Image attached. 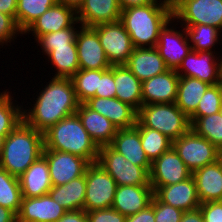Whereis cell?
<instances>
[{
  "mask_svg": "<svg viewBox=\"0 0 222 222\" xmlns=\"http://www.w3.org/2000/svg\"><path fill=\"white\" fill-rule=\"evenodd\" d=\"M46 83L36 95L37 100L34 97L32 108L22 110L23 121L42 134L63 118L75 114L80 104L71 78L53 76Z\"/></svg>",
  "mask_w": 222,
  "mask_h": 222,
  "instance_id": "obj_1",
  "label": "cell"
},
{
  "mask_svg": "<svg viewBox=\"0 0 222 222\" xmlns=\"http://www.w3.org/2000/svg\"><path fill=\"white\" fill-rule=\"evenodd\" d=\"M172 19V0H156L148 5L122 9L120 15L134 48L156 47L160 31Z\"/></svg>",
  "mask_w": 222,
  "mask_h": 222,
  "instance_id": "obj_2",
  "label": "cell"
},
{
  "mask_svg": "<svg viewBox=\"0 0 222 222\" xmlns=\"http://www.w3.org/2000/svg\"><path fill=\"white\" fill-rule=\"evenodd\" d=\"M44 149V134L23 120L5 137L0 153V167L11 175L21 176Z\"/></svg>",
  "mask_w": 222,
  "mask_h": 222,
  "instance_id": "obj_3",
  "label": "cell"
},
{
  "mask_svg": "<svg viewBox=\"0 0 222 222\" xmlns=\"http://www.w3.org/2000/svg\"><path fill=\"white\" fill-rule=\"evenodd\" d=\"M44 149L75 154L89 163L97 161L99 152L76 113L63 118L44 133Z\"/></svg>",
  "mask_w": 222,
  "mask_h": 222,
  "instance_id": "obj_4",
  "label": "cell"
},
{
  "mask_svg": "<svg viewBox=\"0 0 222 222\" xmlns=\"http://www.w3.org/2000/svg\"><path fill=\"white\" fill-rule=\"evenodd\" d=\"M135 127L157 130L173 141L190 129V121L175 102L155 103L141 106Z\"/></svg>",
  "mask_w": 222,
  "mask_h": 222,
  "instance_id": "obj_5",
  "label": "cell"
},
{
  "mask_svg": "<svg viewBox=\"0 0 222 222\" xmlns=\"http://www.w3.org/2000/svg\"><path fill=\"white\" fill-rule=\"evenodd\" d=\"M172 7L181 26L211 25L222 32V0H172Z\"/></svg>",
  "mask_w": 222,
  "mask_h": 222,
  "instance_id": "obj_6",
  "label": "cell"
},
{
  "mask_svg": "<svg viewBox=\"0 0 222 222\" xmlns=\"http://www.w3.org/2000/svg\"><path fill=\"white\" fill-rule=\"evenodd\" d=\"M116 182L122 185H150V173L142 166L129 162L110 145L99 148L96 161Z\"/></svg>",
  "mask_w": 222,
  "mask_h": 222,
  "instance_id": "obj_7",
  "label": "cell"
},
{
  "mask_svg": "<svg viewBox=\"0 0 222 222\" xmlns=\"http://www.w3.org/2000/svg\"><path fill=\"white\" fill-rule=\"evenodd\" d=\"M172 147L192 173L222 157V152L191 128L181 137L173 140Z\"/></svg>",
  "mask_w": 222,
  "mask_h": 222,
  "instance_id": "obj_8",
  "label": "cell"
},
{
  "mask_svg": "<svg viewBox=\"0 0 222 222\" xmlns=\"http://www.w3.org/2000/svg\"><path fill=\"white\" fill-rule=\"evenodd\" d=\"M85 179L84 210L87 212L112 207L117 188L115 180L96 162L87 166Z\"/></svg>",
  "mask_w": 222,
  "mask_h": 222,
  "instance_id": "obj_9",
  "label": "cell"
},
{
  "mask_svg": "<svg viewBox=\"0 0 222 222\" xmlns=\"http://www.w3.org/2000/svg\"><path fill=\"white\" fill-rule=\"evenodd\" d=\"M93 28L97 31L110 65H125L134 46L124 25L117 21L115 23H101L93 26Z\"/></svg>",
  "mask_w": 222,
  "mask_h": 222,
  "instance_id": "obj_10",
  "label": "cell"
},
{
  "mask_svg": "<svg viewBox=\"0 0 222 222\" xmlns=\"http://www.w3.org/2000/svg\"><path fill=\"white\" fill-rule=\"evenodd\" d=\"M216 54L214 51L197 52L191 49L176 69V73L182 77L199 79L210 85L219 84L221 66L220 57Z\"/></svg>",
  "mask_w": 222,
  "mask_h": 222,
  "instance_id": "obj_11",
  "label": "cell"
},
{
  "mask_svg": "<svg viewBox=\"0 0 222 222\" xmlns=\"http://www.w3.org/2000/svg\"><path fill=\"white\" fill-rule=\"evenodd\" d=\"M42 155L49 165L52 186L64 185L82 176L90 164L83 157L68 152L43 149Z\"/></svg>",
  "mask_w": 222,
  "mask_h": 222,
  "instance_id": "obj_12",
  "label": "cell"
},
{
  "mask_svg": "<svg viewBox=\"0 0 222 222\" xmlns=\"http://www.w3.org/2000/svg\"><path fill=\"white\" fill-rule=\"evenodd\" d=\"M75 37L80 69L105 70L111 67L97 31L80 25Z\"/></svg>",
  "mask_w": 222,
  "mask_h": 222,
  "instance_id": "obj_13",
  "label": "cell"
},
{
  "mask_svg": "<svg viewBox=\"0 0 222 222\" xmlns=\"http://www.w3.org/2000/svg\"><path fill=\"white\" fill-rule=\"evenodd\" d=\"M192 172L184 164L177 152L171 147L151 164L150 185L161 187L187 180Z\"/></svg>",
  "mask_w": 222,
  "mask_h": 222,
  "instance_id": "obj_14",
  "label": "cell"
},
{
  "mask_svg": "<svg viewBox=\"0 0 222 222\" xmlns=\"http://www.w3.org/2000/svg\"><path fill=\"white\" fill-rule=\"evenodd\" d=\"M176 22L174 19L169 21L165 27L160 31L159 40L156 48L163 58L166 66L169 69L176 70L183 59L191 51L192 47L188 41V37L183 26L181 31L174 29L172 23ZM172 27H171V25Z\"/></svg>",
  "mask_w": 222,
  "mask_h": 222,
  "instance_id": "obj_15",
  "label": "cell"
},
{
  "mask_svg": "<svg viewBox=\"0 0 222 222\" xmlns=\"http://www.w3.org/2000/svg\"><path fill=\"white\" fill-rule=\"evenodd\" d=\"M81 25L77 20V12L74 8L62 4L60 1L51 6L40 17H38L23 34H31L35 41L41 36L57 32L64 28ZM30 32V33H29Z\"/></svg>",
  "mask_w": 222,
  "mask_h": 222,
  "instance_id": "obj_16",
  "label": "cell"
},
{
  "mask_svg": "<svg viewBox=\"0 0 222 222\" xmlns=\"http://www.w3.org/2000/svg\"><path fill=\"white\" fill-rule=\"evenodd\" d=\"M152 189L154 196L160 202L181 209L183 212L196 210L201 205L193 176L176 184L152 187Z\"/></svg>",
  "mask_w": 222,
  "mask_h": 222,
  "instance_id": "obj_17",
  "label": "cell"
},
{
  "mask_svg": "<svg viewBox=\"0 0 222 222\" xmlns=\"http://www.w3.org/2000/svg\"><path fill=\"white\" fill-rule=\"evenodd\" d=\"M66 212L49 194L22 198L17 222H57Z\"/></svg>",
  "mask_w": 222,
  "mask_h": 222,
  "instance_id": "obj_18",
  "label": "cell"
},
{
  "mask_svg": "<svg viewBox=\"0 0 222 222\" xmlns=\"http://www.w3.org/2000/svg\"><path fill=\"white\" fill-rule=\"evenodd\" d=\"M179 75L174 69L158 74L142 82L143 105L174 103L177 98Z\"/></svg>",
  "mask_w": 222,
  "mask_h": 222,
  "instance_id": "obj_19",
  "label": "cell"
},
{
  "mask_svg": "<svg viewBox=\"0 0 222 222\" xmlns=\"http://www.w3.org/2000/svg\"><path fill=\"white\" fill-rule=\"evenodd\" d=\"M84 104L109 119L117 129L131 128L137 123L138 112L130 105L115 98L92 97Z\"/></svg>",
  "mask_w": 222,
  "mask_h": 222,
  "instance_id": "obj_20",
  "label": "cell"
},
{
  "mask_svg": "<svg viewBox=\"0 0 222 222\" xmlns=\"http://www.w3.org/2000/svg\"><path fill=\"white\" fill-rule=\"evenodd\" d=\"M153 196L154 190L151 185L117 186L112 208L128 217L149 206Z\"/></svg>",
  "mask_w": 222,
  "mask_h": 222,
  "instance_id": "obj_21",
  "label": "cell"
},
{
  "mask_svg": "<svg viewBox=\"0 0 222 222\" xmlns=\"http://www.w3.org/2000/svg\"><path fill=\"white\" fill-rule=\"evenodd\" d=\"M121 11L118 0H84L76 12L82 26L93 27L120 21Z\"/></svg>",
  "mask_w": 222,
  "mask_h": 222,
  "instance_id": "obj_22",
  "label": "cell"
},
{
  "mask_svg": "<svg viewBox=\"0 0 222 222\" xmlns=\"http://www.w3.org/2000/svg\"><path fill=\"white\" fill-rule=\"evenodd\" d=\"M125 65L141 82L169 69L156 47L134 48Z\"/></svg>",
  "mask_w": 222,
  "mask_h": 222,
  "instance_id": "obj_23",
  "label": "cell"
},
{
  "mask_svg": "<svg viewBox=\"0 0 222 222\" xmlns=\"http://www.w3.org/2000/svg\"><path fill=\"white\" fill-rule=\"evenodd\" d=\"M192 176L196 182L201 204L209 201H222V157L195 170Z\"/></svg>",
  "mask_w": 222,
  "mask_h": 222,
  "instance_id": "obj_24",
  "label": "cell"
},
{
  "mask_svg": "<svg viewBox=\"0 0 222 222\" xmlns=\"http://www.w3.org/2000/svg\"><path fill=\"white\" fill-rule=\"evenodd\" d=\"M110 146L129 162L144 167L150 173L152 162L141 146L140 132L135 126L118 129Z\"/></svg>",
  "mask_w": 222,
  "mask_h": 222,
  "instance_id": "obj_25",
  "label": "cell"
},
{
  "mask_svg": "<svg viewBox=\"0 0 222 222\" xmlns=\"http://www.w3.org/2000/svg\"><path fill=\"white\" fill-rule=\"evenodd\" d=\"M76 114L99 148L111 144L118 129L109 119L91 110L84 103L79 104Z\"/></svg>",
  "mask_w": 222,
  "mask_h": 222,
  "instance_id": "obj_26",
  "label": "cell"
},
{
  "mask_svg": "<svg viewBox=\"0 0 222 222\" xmlns=\"http://www.w3.org/2000/svg\"><path fill=\"white\" fill-rule=\"evenodd\" d=\"M22 198L39 197L48 194L52 188L49 165L40 156L21 176H19Z\"/></svg>",
  "mask_w": 222,
  "mask_h": 222,
  "instance_id": "obj_27",
  "label": "cell"
},
{
  "mask_svg": "<svg viewBox=\"0 0 222 222\" xmlns=\"http://www.w3.org/2000/svg\"><path fill=\"white\" fill-rule=\"evenodd\" d=\"M116 98L137 112L143 105L142 82L129 70L126 65H113Z\"/></svg>",
  "mask_w": 222,
  "mask_h": 222,
  "instance_id": "obj_28",
  "label": "cell"
},
{
  "mask_svg": "<svg viewBox=\"0 0 222 222\" xmlns=\"http://www.w3.org/2000/svg\"><path fill=\"white\" fill-rule=\"evenodd\" d=\"M48 194L67 211L84 210L86 195L85 173L64 185L52 186Z\"/></svg>",
  "mask_w": 222,
  "mask_h": 222,
  "instance_id": "obj_29",
  "label": "cell"
},
{
  "mask_svg": "<svg viewBox=\"0 0 222 222\" xmlns=\"http://www.w3.org/2000/svg\"><path fill=\"white\" fill-rule=\"evenodd\" d=\"M210 86L199 79L180 76L175 104L189 118L196 111L199 101Z\"/></svg>",
  "mask_w": 222,
  "mask_h": 222,
  "instance_id": "obj_30",
  "label": "cell"
},
{
  "mask_svg": "<svg viewBox=\"0 0 222 222\" xmlns=\"http://www.w3.org/2000/svg\"><path fill=\"white\" fill-rule=\"evenodd\" d=\"M46 56L56 70L54 77L71 78L80 69L76 45L52 47Z\"/></svg>",
  "mask_w": 222,
  "mask_h": 222,
  "instance_id": "obj_31",
  "label": "cell"
},
{
  "mask_svg": "<svg viewBox=\"0 0 222 222\" xmlns=\"http://www.w3.org/2000/svg\"><path fill=\"white\" fill-rule=\"evenodd\" d=\"M185 28L186 34L190 46L192 50L197 52H205V51H212L215 52V44L218 43L221 45L222 40L220 43V33L221 31L211 25H192V26H183Z\"/></svg>",
  "mask_w": 222,
  "mask_h": 222,
  "instance_id": "obj_32",
  "label": "cell"
},
{
  "mask_svg": "<svg viewBox=\"0 0 222 222\" xmlns=\"http://www.w3.org/2000/svg\"><path fill=\"white\" fill-rule=\"evenodd\" d=\"M190 128L210 141L222 152V114L220 112L199 118H189Z\"/></svg>",
  "mask_w": 222,
  "mask_h": 222,
  "instance_id": "obj_33",
  "label": "cell"
},
{
  "mask_svg": "<svg viewBox=\"0 0 222 222\" xmlns=\"http://www.w3.org/2000/svg\"><path fill=\"white\" fill-rule=\"evenodd\" d=\"M21 200L19 177L11 175L0 167V206L10 209L17 215L21 207Z\"/></svg>",
  "mask_w": 222,
  "mask_h": 222,
  "instance_id": "obj_34",
  "label": "cell"
},
{
  "mask_svg": "<svg viewBox=\"0 0 222 222\" xmlns=\"http://www.w3.org/2000/svg\"><path fill=\"white\" fill-rule=\"evenodd\" d=\"M58 0H18L16 9V23L24 31L45 11L57 3Z\"/></svg>",
  "mask_w": 222,
  "mask_h": 222,
  "instance_id": "obj_35",
  "label": "cell"
},
{
  "mask_svg": "<svg viewBox=\"0 0 222 222\" xmlns=\"http://www.w3.org/2000/svg\"><path fill=\"white\" fill-rule=\"evenodd\" d=\"M0 92V134L7 136L22 120L23 106L14 103L12 92ZM16 104V105H15Z\"/></svg>",
  "mask_w": 222,
  "mask_h": 222,
  "instance_id": "obj_36",
  "label": "cell"
},
{
  "mask_svg": "<svg viewBox=\"0 0 222 222\" xmlns=\"http://www.w3.org/2000/svg\"><path fill=\"white\" fill-rule=\"evenodd\" d=\"M136 128L140 132L141 146L151 162L172 147V140L157 130L148 127Z\"/></svg>",
  "mask_w": 222,
  "mask_h": 222,
  "instance_id": "obj_37",
  "label": "cell"
},
{
  "mask_svg": "<svg viewBox=\"0 0 222 222\" xmlns=\"http://www.w3.org/2000/svg\"><path fill=\"white\" fill-rule=\"evenodd\" d=\"M71 80L78 102L84 103L95 96L99 84V70L79 69Z\"/></svg>",
  "mask_w": 222,
  "mask_h": 222,
  "instance_id": "obj_38",
  "label": "cell"
},
{
  "mask_svg": "<svg viewBox=\"0 0 222 222\" xmlns=\"http://www.w3.org/2000/svg\"><path fill=\"white\" fill-rule=\"evenodd\" d=\"M78 28L68 27L57 32L41 35L35 42L37 46H41L43 54L52 51V47H68V45H76L75 37Z\"/></svg>",
  "mask_w": 222,
  "mask_h": 222,
  "instance_id": "obj_39",
  "label": "cell"
},
{
  "mask_svg": "<svg viewBox=\"0 0 222 222\" xmlns=\"http://www.w3.org/2000/svg\"><path fill=\"white\" fill-rule=\"evenodd\" d=\"M222 107V88L220 84L211 85L199 101L196 111L189 118H199L220 112Z\"/></svg>",
  "mask_w": 222,
  "mask_h": 222,
  "instance_id": "obj_40",
  "label": "cell"
},
{
  "mask_svg": "<svg viewBox=\"0 0 222 222\" xmlns=\"http://www.w3.org/2000/svg\"><path fill=\"white\" fill-rule=\"evenodd\" d=\"M23 35V32L19 29L16 20L5 13L0 12V45H7L19 36Z\"/></svg>",
  "mask_w": 222,
  "mask_h": 222,
  "instance_id": "obj_41",
  "label": "cell"
},
{
  "mask_svg": "<svg viewBox=\"0 0 222 222\" xmlns=\"http://www.w3.org/2000/svg\"><path fill=\"white\" fill-rule=\"evenodd\" d=\"M183 213L181 209L164 204L154 196L155 222H180Z\"/></svg>",
  "mask_w": 222,
  "mask_h": 222,
  "instance_id": "obj_42",
  "label": "cell"
},
{
  "mask_svg": "<svg viewBox=\"0 0 222 222\" xmlns=\"http://www.w3.org/2000/svg\"><path fill=\"white\" fill-rule=\"evenodd\" d=\"M94 97L115 98L116 86L113 76V65L105 70H99V84Z\"/></svg>",
  "mask_w": 222,
  "mask_h": 222,
  "instance_id": "obj_43",
  "label": "cell"
},
{
  "mask_svg": "<svg viewBox=\"0 0 222 222\" xmlns=\"http://www.w3.org/2000/svg\"><path fill=\"white\" fill-rule=\"evenodd\" d=\"M86 213L88 222H126L127 218L112 207L87 211Z\"/></svg>",
  "mask_w": 222,
  "mask_h": 222,
  "instance_id": "obj_44",
  "label": "cell"
},
{
  "mask_svg": "<svg viewBox=\"0 0 222 222\" xmlns=\"http://www.w3.org/2000/svg\"><path fill=\"white\" fill-rule=\"evenodd\" d=\"M204 222H222V201H209L199 207Z\"/></svg>",
  "mask_w": 222,
  "mask_h": 222,
  "instance_id": "obj_45",
  "label": "cell"
},
{
  "mask_svg": "<svg viewBox=\"0 0 222 222\" xmlns=\"http://www.w3.org/2000/svg\"><path fill=\"white\" fill-rule=\"evenodd\" d=\"M126 222H155L154 196L149 206L134 215L128 216Z\"/></svg>",
  "mask_w": 222,
  "mask_h": 222,
  "instance_id": "obj_46",
  "label": "cell"
},
{
  "mask_svg": "<svg viewBox=\"0 0 222 222\" xmlns=\"http://www.w3.org/2000/svg\"><path fill=\"white\" fill-rule=\"evenodd\" d=\"M57 222H88L85 210L67 211Z\"/></svg>",
  "mask_w": 222,
  "mask_h": 222,
  "instance_id": "obj_47",
  "label": "cell"
},
{
  "mask_svg": "<svg viewBox=\"0 0 222 222\" xmlns=\"http://www.w3.org/2000/svg\"><path fill=\"white\" fill-rule=\"evenodd\" d=\"M18 0H0V12L12 16L16 20Z\"/></svg>",
  "mask_w": 222,
  "mask_h": 222,
  "instance_id": "obj_48",
  "label": "cell"
},
{
  "mask_svg": "<svg viewBox=\"0 0 222 222\" xmlns=\"http://www.w3.org/2000/svg\"><path fill=\"white\" fill-rule=\"evenodd\" d=\"M180 222H204V219L201 210L198 208L184 212Z\"/></svg>",
  "mask_w": 222,
  "mask_h": 222,
  "instance_id": "obj_49",
  "label": "cell"
},
{
  "mask_svg": "<svg viewBox=\"0 0 222 222\" xmlns=\"http://www.w3.org/2000/svg\"><path fill=\"white\" fill-rule=\"evenodd\" d=\"M156 0H118L121 9H126L136 6H144L154 3Z\"/></svg>",
  "mask_w": 222,
  "mask_h": 222,
  "instance_id": "obj_50",
  "label": "cell"
},
{
  "mask_svg": "<svg viewBox=\"0 0 222 222\" xmlns=\"http://www.w3.org/2000/svg\"><path fill=\"white\" fill-rule=\"evenodd\" d=\"M0 222H17V215L10 209L0 206Z\"/></svg>",
  "mask_w": 222,
  "mask_h": 222,
  "instance_id": "obj_51",
  "label": "cell"
},
{
  "mask_svg": "<svg viewBox=\"0 0 222 222\" xmlns=\"http://www.w3.org/2000/svg\"><path fill=\"white\" fill-rule=\"evenodd\" d=\"M58 1H60L62 4L66 6L74 8L77 11L78 8L82 5L84 0H58Z\"/></svg>",
  "mask_w": 222,
  "mask_h": 222,
  "instance_id": "obj_52",
  "label": "cell"
},
{
  "mask_svg": "<svg viewBox=\"0 0 222 222\" xmlns=\"http://www.w3.org/2000/svg\"><path fill=\"white\" fill-rule=\"evenodd\" d=\"M5 137H6V136H2V135L0 134V153H1V150H2V147H3V144H4V141H5Z\"/></svg>",
  "mask_w": 222,
  "mask_h": 222,
  "instance_id": "obj_53",
  "label": "cell"
},
{
  "mask_svg": "<svg viewBox=\"0 0 222 222\" xmlns=\"http://www.w3.org/2000/svg\"><path fill=\"white\" fill-rule=\"evenodd\" d=\"M220 55H222L221 53H220ZM219 55V57H220V66H221V78H222V56H220Z\"/></svg>",
  "mask_w": 222,
  "mask_h": 222,
  "instance_id": "obj_54",
  "label": "cell"
},
{
  "mask_svg": "<svg viewBox=\"0 0 222 222\" xmlns=\"http://www.w3.org/2000/svg\"><path fill=\"white\" fill-rule=\"evenodd\" d=\"M219 84H220V86H221V88H222V78H221V81H220V83H219Z\"/></svg>",
  "mask_w": 222,
  "mask_h": 222,
  "instance_id": "obj_55",
  "label": "cell"
}]
</instances>
